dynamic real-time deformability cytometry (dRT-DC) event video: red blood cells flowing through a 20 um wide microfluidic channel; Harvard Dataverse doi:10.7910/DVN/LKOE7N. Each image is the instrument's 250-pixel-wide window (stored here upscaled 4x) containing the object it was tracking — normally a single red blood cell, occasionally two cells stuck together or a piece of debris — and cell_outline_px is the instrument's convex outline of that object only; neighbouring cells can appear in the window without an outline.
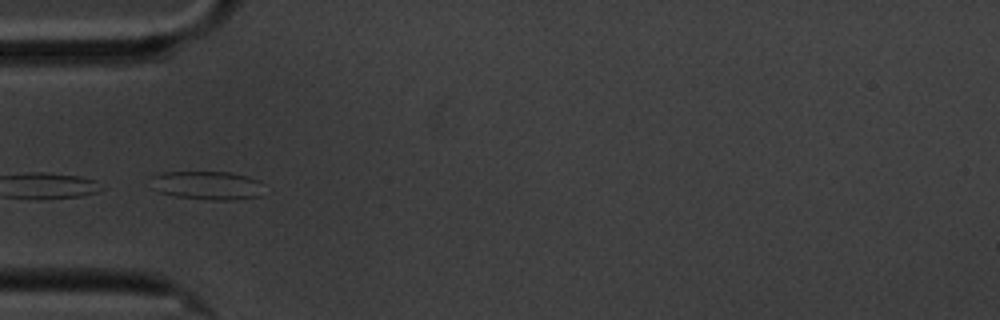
{"species": "common noctule bat (a hibernating species)", "species_latin": "Nyctalus noctula", "temperature_condition": "cold", "stored_images_in_passage": 5, "camera_frame_rate_fps": 3000, "um_per_image_px": 0.085, "animal": {"sex": "male", "body_mass_g": 20.1, "forearm_length_mm": 53.5}, "frame": {"image": 1, "passage_image": 5, "time_ms": 4.667, "image_size_px": [1000, 320], "cell_outline_px": [[260, 196], [236, 200], [212, 200], [176, 196], [160, 192], [152, 188], [152, 176], [164, 172], [228, 172], [248, 176], [260, 180]], "centroid_in_image_um": [17.61, 15.75], "position_along_channel_um": 67.4, "area_um2": 18.73}}